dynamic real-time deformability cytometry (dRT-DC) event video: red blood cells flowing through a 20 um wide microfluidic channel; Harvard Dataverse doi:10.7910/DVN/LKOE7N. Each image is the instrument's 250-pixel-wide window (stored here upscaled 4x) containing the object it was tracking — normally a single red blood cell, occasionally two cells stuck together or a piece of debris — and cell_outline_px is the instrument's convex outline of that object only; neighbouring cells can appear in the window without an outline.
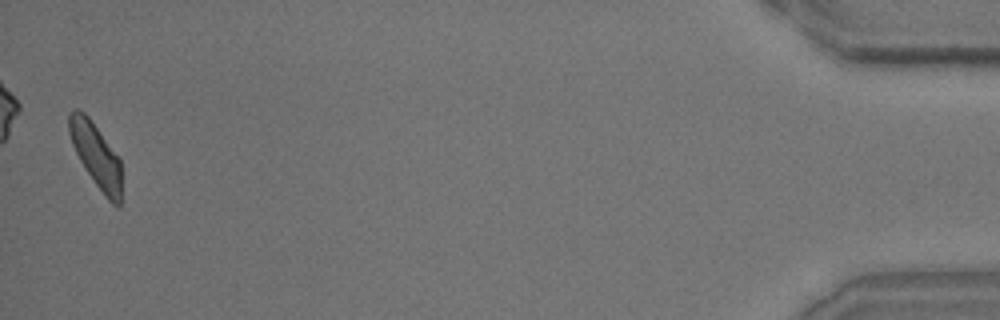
{"species": "common noctule bat (a hibernating species)", "species_latin": "Nyctalus noctula", "temperature_condition": "room temperature", "stored_images_in_passage": 37, "camera_frame_rate_fps": 3000, "um_per_image_px": 0.085, "animal": {"sex": "male", "body_mass_g": 15.6}, "frame": {"image": 1, "passage_image": 37, "time_ms": 12.0, "image_size_px": [1000, 320], "cell_outline_px": [[120, 204], [112, 204], [104, 196], [80, 160], [72, 144], [68, 132], [68, 112], [76, 108], [84, 112], [88, 116], [120, 160]], "centroid_in_image_um": [8.12, 13.15], "position_along_channel_um": 427.1, "area_um2": 19.07}}